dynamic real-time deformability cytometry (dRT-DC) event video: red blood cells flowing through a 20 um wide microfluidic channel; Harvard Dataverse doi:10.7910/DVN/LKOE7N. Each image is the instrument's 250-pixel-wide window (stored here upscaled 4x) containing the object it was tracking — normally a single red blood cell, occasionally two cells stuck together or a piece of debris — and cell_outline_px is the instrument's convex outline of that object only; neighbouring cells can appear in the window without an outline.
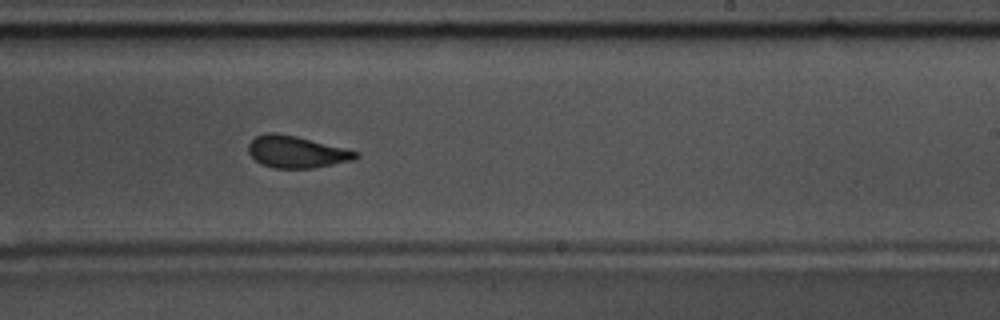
{"species": "common noctule bat (a hibernating species)", "species_latin": "Nyctalus noctula", "temperature_condition": "warm", "stored_images_in_passage": 54, "camera_frame_rate_fps": 3000, "um_per_image_px": 0.085, "animal": {"sex": "male", "body_mass_g": 17.5, "forearm_length_mm": 52.3}, "frame": {"image": 1, "passage_image": 31, "time_ms": 10.0, "image_size_px": [1000, 320], "cell_outline_px": [[360, 156], [352, 160], [312, 168], [272, 168], [260, 164], [248, 152], [248, 144], [256, 136], [268, 132], [276, 132], [296, 136], [360, 152]], "centroid_in_image_um": [25.18, 12.91], "position_along_channel_um": 263.8, "area_um2": 19.88}}